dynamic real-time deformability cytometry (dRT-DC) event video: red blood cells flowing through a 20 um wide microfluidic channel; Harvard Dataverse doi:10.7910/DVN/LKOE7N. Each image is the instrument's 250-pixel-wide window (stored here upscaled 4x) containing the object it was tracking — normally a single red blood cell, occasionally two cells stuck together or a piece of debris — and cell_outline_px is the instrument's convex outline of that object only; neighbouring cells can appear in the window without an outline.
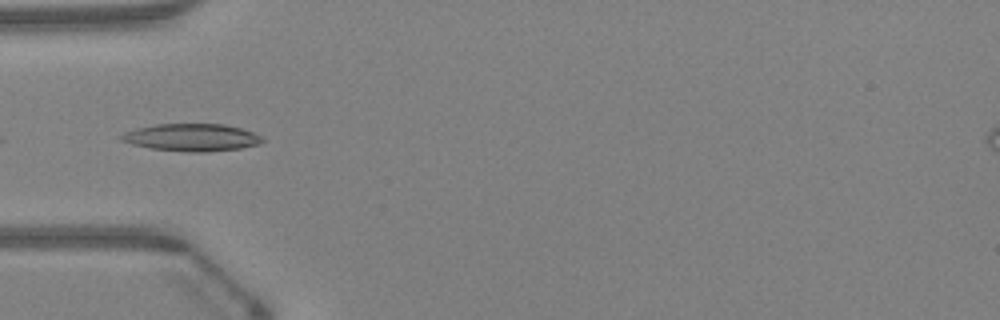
{"species": "Egyptian fruit bat (a non-hibernating species)", "species_latin": "Rousettus aegyptiacus", "temperature_condition": "warm", "stored_images_in_passage": 9, "camera_frame_rate_fps": 3000, "um_per_image_px": 0.085, "animal": {"sex": "female"}, "frame": {"image": 1, "passage_image": 4, "time_ms": 1.0, "image_size_px": [1000, 320], "cell_outline_px": [[264, 140], [260, 144], [240, 148], [204, 152], [188, 152], [152, 148], [132, 144], [120, 140], [116, 136], [124, 132], [136, 128], [156, 124], [224, 124], [240, 128], [252, 132], [260, 136]], "centroid_in_image_um": [16.25, 11.68], "position_along_channel_um": 68.8, "area_um2": 22.48}}